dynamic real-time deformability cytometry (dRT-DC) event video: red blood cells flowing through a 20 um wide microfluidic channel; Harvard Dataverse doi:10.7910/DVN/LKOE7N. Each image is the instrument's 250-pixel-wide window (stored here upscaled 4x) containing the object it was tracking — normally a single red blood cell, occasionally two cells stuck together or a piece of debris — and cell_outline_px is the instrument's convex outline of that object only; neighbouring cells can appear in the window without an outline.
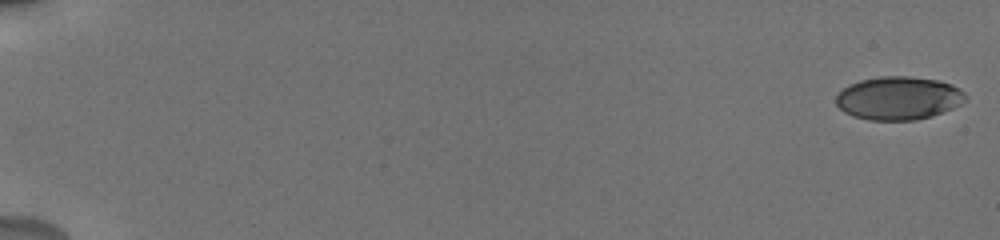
{"species": "human", "species_latin": "Homo sapiens", "temperature_condition": "cold", "stored_images_in_passage": 60, "camera_frame_rate_fps": 3000, "um_per_image_px": 0.085, "donor": {"sex": "male"}, "frame": {"image": 1, "passage_image": 1, "time_ms": 0.0, "image_size_px": [1000, 240], "cell_outline_px": [[968, 100], [952, 108], [932, 116], [916, 120], [868, 120], [852, 116], [844, 112], [836, 104], [836, 96], [848, 84], [860, 80], [880, 76], [912, 76], [936, 80], [960, 88], [968, 96]], "centroid_in_image_um": [76.38, 8.34], "position_along_channel_um": 8.6, "area_um2": 32.77}}
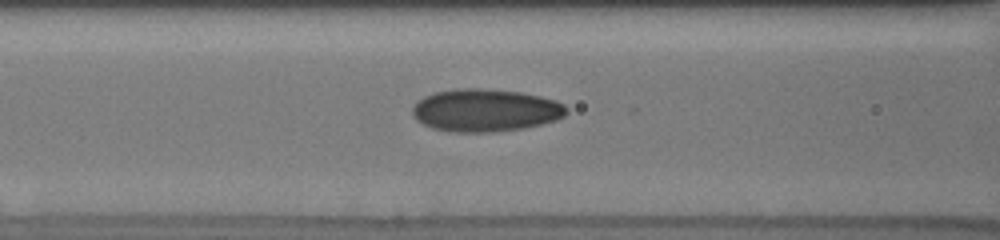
{"frame": {"image": 2, "passage_image": 38, "time_ms": 8.333, "image_size_px": [1000, 240], "cell_outline_px": [[568, 112], [564, 116], [556, 120], [524, 128], [496, 132], [456, 132], [432, 128], [416, 120], [412, 116], [412, 108], [416, 100], [424, 96], [436, 92], [456, 88], [480, 88], [520, 92], [540, 96], [556, 100], [564, 104], [568, 108]], "centroid_in_image_um": [41.25, 9.37], "position_along_channel_um": 125.4, "area_um2": 38.55}}
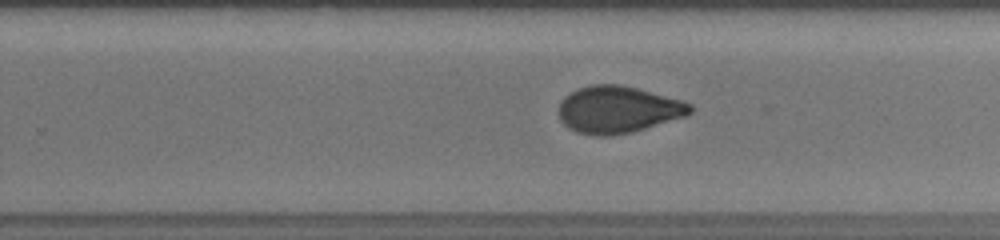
{"frame": {"image": 3, "passage_image": 51, "time_ms": 12.333, "image_size_px": [1000, 240], "cell_outline_px": [[692, 112], [688, 116], [632, 132], [608, 136], [596, 136], [576, 132], [568, 128], [560, 120], [560, 100], [564, 96], [576, 88], [592, 84], [620, 84], [636, 88], [680, 100], [692, 104]], "centroid_in_image_um": [52.51, 9.32], "position_along_channel_um": 277.3, "area_um2": 36.13}}